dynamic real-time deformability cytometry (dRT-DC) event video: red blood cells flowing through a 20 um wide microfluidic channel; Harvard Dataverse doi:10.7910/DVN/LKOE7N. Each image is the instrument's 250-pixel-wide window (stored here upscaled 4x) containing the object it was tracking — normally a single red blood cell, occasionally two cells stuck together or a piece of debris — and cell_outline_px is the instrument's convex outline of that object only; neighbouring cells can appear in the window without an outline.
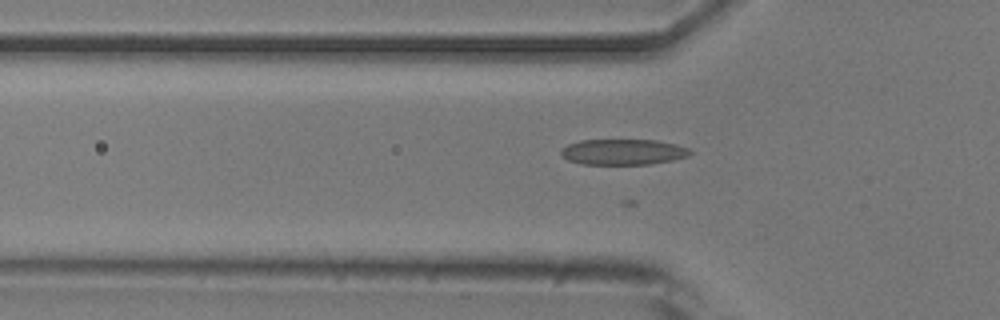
{"species": "common noctule bat (a hibernating species)", "species_latin": "Nyctalus noctula", "temperature_condition": "room temperature", "stored_images_in_passage": 21, "camera_frame_rate_fps": 3000, "um_per_image_px": 0.085, "animal": {"sex": "male", "body_mass_g": 20.5, "forearm_length_mm": 52.5}, "frame": {"image": 1, "passage_image": 4, "time_ms": 1.0, "image_size_px": [1000, 320], "cell_outline_px": [[692, 152], [688, 156], [672, 160], [648, 164], [580, 164], [568, 160], [560, 156], [560, 152], [568, 144], [580, 140], [656, 140], [676, 144], [688, 148]], "centroid_in_image_um": [52.94, 12.91], "position_along_channel_um": 72.9, "area_um2": 19.31}}
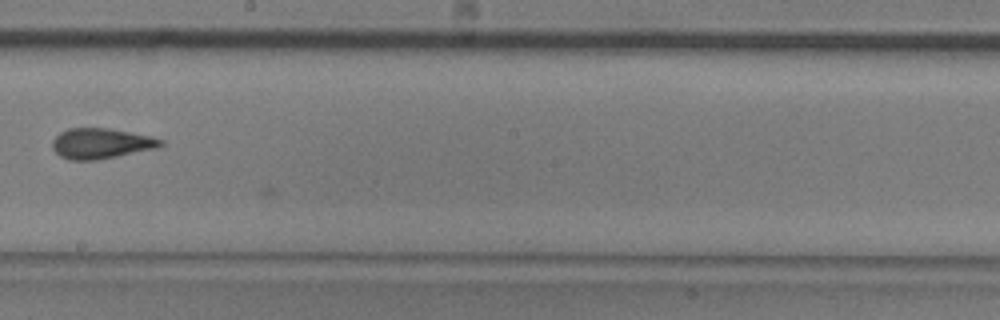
{"frame": {"image": 2, "passage_image": 17, "time_ms": 5.333, "image_size_px": [1000, 320], "cell_outline_px": [[164, 144], [156, 148], [96, 160], [68, 160], [60, 156], [52, 148], [52, 140], [60, 132], [68, 128], [108, 128], [152, 136], [164, 140]], "centroid_in_image_um": [8.57, 12.19], "position_along_channel_um": 239.6, "area_um2": 19.19}}
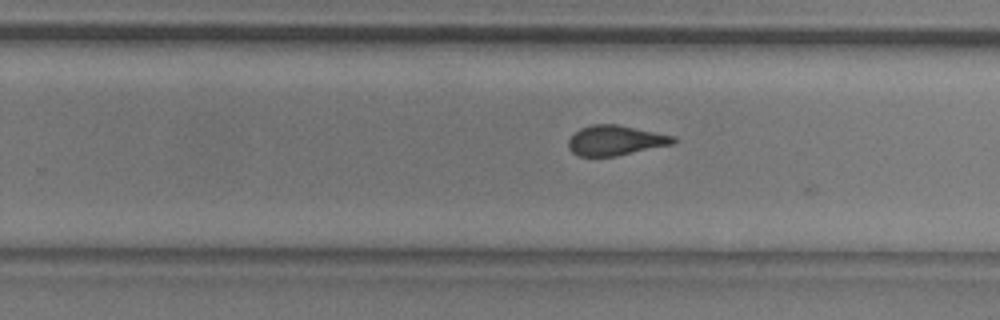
{"frame": {"image": 3, "passage_image": 20, "time_ms": 6.333, "image_size_px": [1000, 320], "cell_outline_px": [[680, 140], [676, 144], [616, 156], [580, 156], [572, 152], [568, 148], [568, 140], [580, 128], [592, 124], [616, 124], [676, 136]], "centroid_in_image_um": [52.38, 11.93], "position_along_channel_um": 277.4, "area_um2": 18.55}}